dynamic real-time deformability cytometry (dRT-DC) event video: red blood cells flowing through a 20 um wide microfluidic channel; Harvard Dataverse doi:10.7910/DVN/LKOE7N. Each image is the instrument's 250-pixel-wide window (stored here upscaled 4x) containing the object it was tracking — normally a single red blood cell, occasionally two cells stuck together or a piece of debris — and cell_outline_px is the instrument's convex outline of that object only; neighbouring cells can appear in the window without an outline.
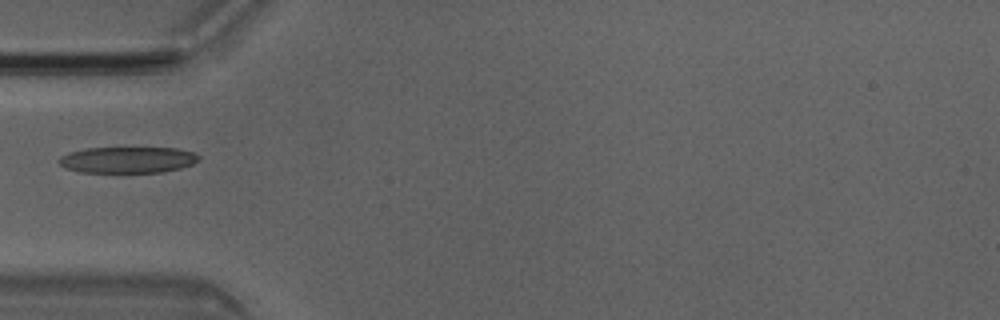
{"species": "Egyptian fruit bat (a non-hibernating species)", "species_latin": "Rousettus aegyptiacus", "temperature_condition": "room temperature", "stored_images_in_passage": 2, "camera_frame_rate_fps": 3000, "um_per_image_px": 0.085, "animal": {"sex": "male"}, "frame": {"image": 1, "passage_image": 2, "time_ms": 0.333, "image_size_px": [1000, 320], "cell_outline_px": [[200, 160], [192, 164], [180, 168], [164, 172], [80, 172], [68, 168], [60, 164], [56, 160], [60, 156], [68, 152], [88, 148], [176, 148], [196, 152], [200, 156]], "centroid_in_image_um": [10.88, 13.58], "position_along_channel_um": 74.1, "area_um2": 21.44}}